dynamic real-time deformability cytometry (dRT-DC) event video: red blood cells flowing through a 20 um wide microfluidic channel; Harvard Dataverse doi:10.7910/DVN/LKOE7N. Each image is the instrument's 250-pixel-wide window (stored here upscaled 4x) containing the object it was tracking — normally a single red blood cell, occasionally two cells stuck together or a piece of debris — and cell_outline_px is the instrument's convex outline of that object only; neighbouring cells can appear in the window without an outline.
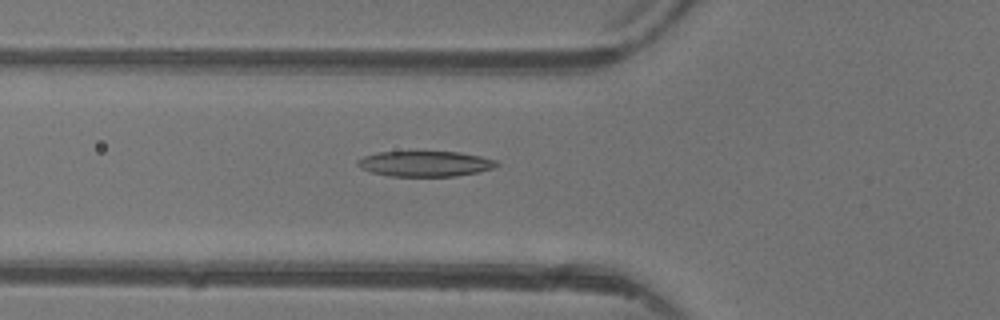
{"species": "common noctule bat (a hibernating species)", "species_latin": "Nyctalus noctula", "temperature_condition": "warm", "stored_images_in_passage": 5, "camera_frame_rate_fps": 3000, "um_per_image_px": 0.085, "animal": {"sex": "female"}, "frame": {"image": 1, "passage_image": 5, "time_ms": 6.667, "image_size_px": [1000, 320], "cell_outline_px": [[500, 164], [492, 168], [476, 172], [456, 176], [388, 176], [372, 172], [360, 168], [356, 164], [356, 160], [364, 156], [376, 152], [460, 152], [480, 156], [496, 160]], "centroid_in_image_um": [36.1, 13.91], "position_along_channel_um": 89.7, "area_um2": 20.58}}